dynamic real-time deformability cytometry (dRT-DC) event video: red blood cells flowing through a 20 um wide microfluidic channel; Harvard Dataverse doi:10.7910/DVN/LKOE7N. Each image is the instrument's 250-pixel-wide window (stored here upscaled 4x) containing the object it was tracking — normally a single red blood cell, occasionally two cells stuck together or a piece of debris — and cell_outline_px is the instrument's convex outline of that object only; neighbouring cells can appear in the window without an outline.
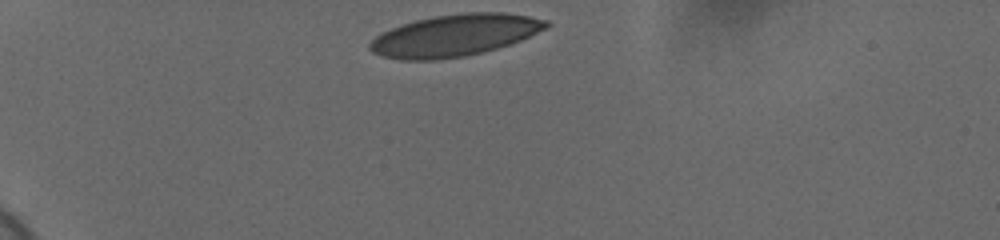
{"species": "human", "species_latin": "Homo sapiens", "temperature_condition": "cold", "stored_images_in_passage": 34, "camera_frame_rate_fps": 3000, "um_per_image_px": 0.085, "donor": {"sex": "female"}, "frame": {"image": 1, "passage_image": 1, "time_ms": 0.0, "image_size_px": [1000, 240], "cell_outline_px": [[548, 24], [544, 28], [520, 40], [496, 48], [464, 56], [436, 60], [400, 60], [380, 56], [372, 52], [368, 48], [368, 44], [376, 36], [392, 28], [416, 20], [432, 16], [468, 12], [504, 12], [528, 16], [548, 20]], "centroid_in_image_um": [38.59, 3.01], "position_along_channel_um": 46.4, "area_um2": 42.54}}
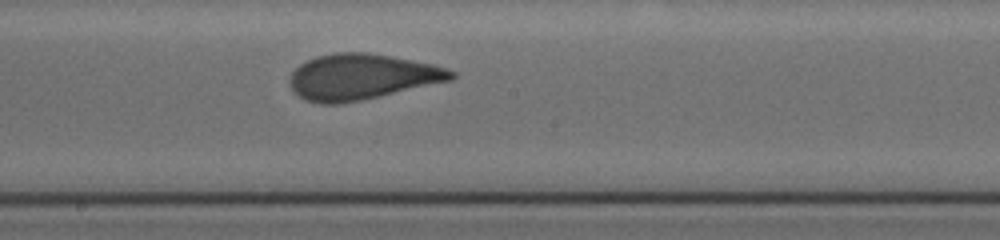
{"frame": {"image": 2, "passage_image": 19, "time_ms": 6.0, "image_size_px": [1000, 240], "cell_outline_px": [[456, 76], [452, 80], [360, 100], [340, 104], [320, 104], [304, 100], [292, 88], [288, 80], [292, 72], [300, 64], [316, 56], [336, 52], [368, 52], [392, 56], [432, 64], [448, 68], [456, 72]], "centroid_in_image_um": [30.74, 6.52], "position_along_channel_um": 217.5, "area_um2": 42.95}}
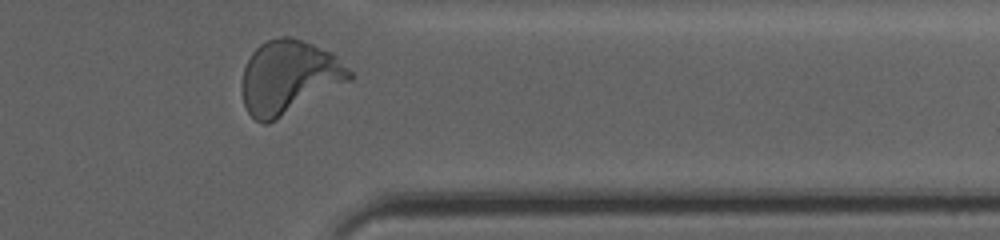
{"frame": {"image": 3, "passage_image": 33, "time_ms": 10.667, "image_size_px": [1000, 240], "cell_outline_px": [[356, 76], [352, 80], [276, 120], [268, 124], [264, 124], [256, 120], [248, 112], [244, 104], [244, 68], [252, 52], [260, 44], [268, 40], [280, 36], [288, 36], [312, 44], [332, 52]], "centroid_in_image_um": [24.6, 6.56], "position_along_channel_um": 386.8, "area_um2": 45.66}, "authors_computed_cell_mechanics": {"area_um2": 42.7142, "velocity_mm_per_s": 3.6868, "shape_relaxation_time_tau1_ms": 5.1463, "shape_relaxation_time_tau2_ms": 0.7824, "deformation_change_tau1": 0.1776, "deformation_change_tau2": 0.054}}